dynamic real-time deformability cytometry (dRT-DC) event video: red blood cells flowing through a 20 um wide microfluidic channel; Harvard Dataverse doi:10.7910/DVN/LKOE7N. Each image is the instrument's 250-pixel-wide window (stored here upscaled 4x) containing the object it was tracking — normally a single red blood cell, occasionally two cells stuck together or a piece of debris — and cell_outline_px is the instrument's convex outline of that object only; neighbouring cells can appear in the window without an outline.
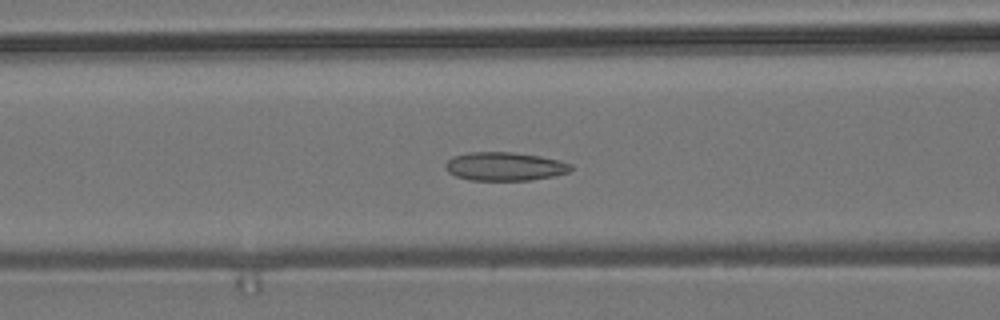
{"species": "common noctule bat (a hibernating species)", "species_latin": "Nyctalus noctula", "temperature_condition": "room temperature", "stored_images_in_passage": 54, "camera_frame_rate_fps": 3000, "um_per_image_px": 0.085, "animal": {"sex": "male", "body_mass_g": 19.2, "forearm_length_mm": 51.8}, "frame": {"image": 1, "passage_image": 22, "time_ms": 7.0, "image_size_px": [1000, 320], "cell_outline_px": [[572, 168], [568, 172], [556, 176], [528, 180], [468, 180], [456, 176], [448, 172], [444, 168], [444, 164], [452, 156], [468, 152], [512, 152], [540, 156], [560, 160], [572, 164]], "centroid_in_image_um": [42.88, 14.14], "position_along_channel_um": 123.7, "area_um2": 21.04}}
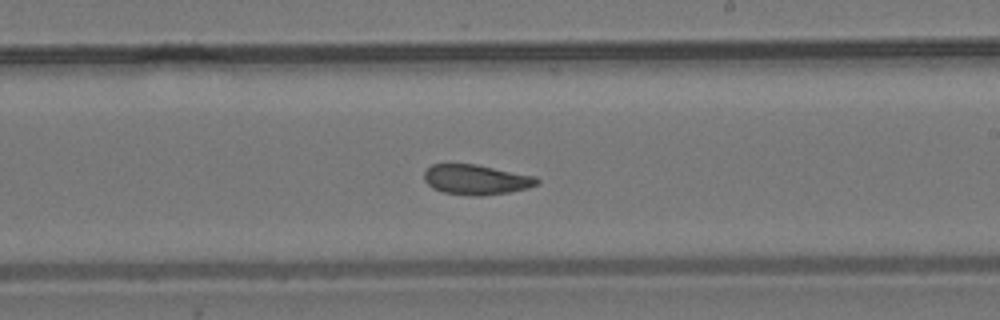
{"frame": {"image": 2, "passage_image": 32, "time_ms": 10.333, "image_size_px": [1000, 320], "cell_outline_px": [[540, 184], [528, 188], [508, 192], [480, 196], [472, 196], [444, 192], [432, 188], [424, 180], [424, 172], [432, 164], [476, 164], [536, 176], [540, 180]], "centroid_in_image_um": [40.5, 15.27], "position_along_channel_um": 248.5, "area_um2": 19.83}}
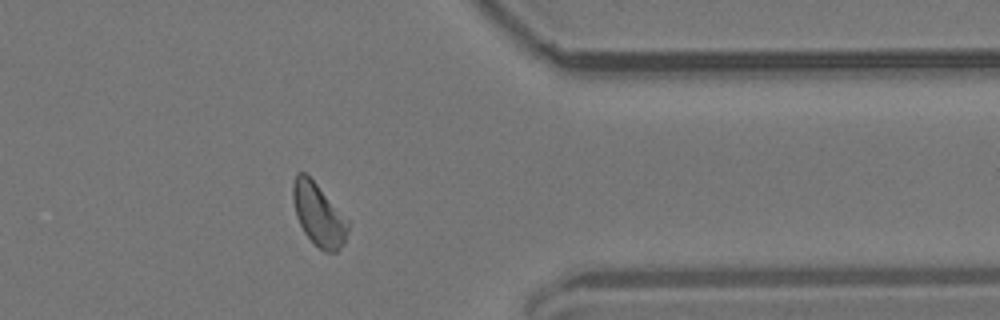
{"frame": {"image": 3, "passage_image": 44, "time_ms": 14.333, "image_size_px": [1000, 320], "cell_outline_px": [[348, 232], [344, 244], [336, 252], [324, 252], [304, 232], [296, 216], [292, 200], [292, 184], [296, 172], [304, 172], [316, 184], [348, 220]], "centroid_in_image_um": [27.06, 18.24], "position_along_channel_um": 384.3, "area_um2": 19.77}, "authors_computed_cell_mechanics": {"area_um2": 20.3456, "velocity_mm_per_s": 3.7547, "shape_relaxation_time_tau1_ms": null, "shape_relaxation_time_tau2_ms": 3.7509, "deformation_change_tau1": null, "deformation_change_tau2": 0.0708}}